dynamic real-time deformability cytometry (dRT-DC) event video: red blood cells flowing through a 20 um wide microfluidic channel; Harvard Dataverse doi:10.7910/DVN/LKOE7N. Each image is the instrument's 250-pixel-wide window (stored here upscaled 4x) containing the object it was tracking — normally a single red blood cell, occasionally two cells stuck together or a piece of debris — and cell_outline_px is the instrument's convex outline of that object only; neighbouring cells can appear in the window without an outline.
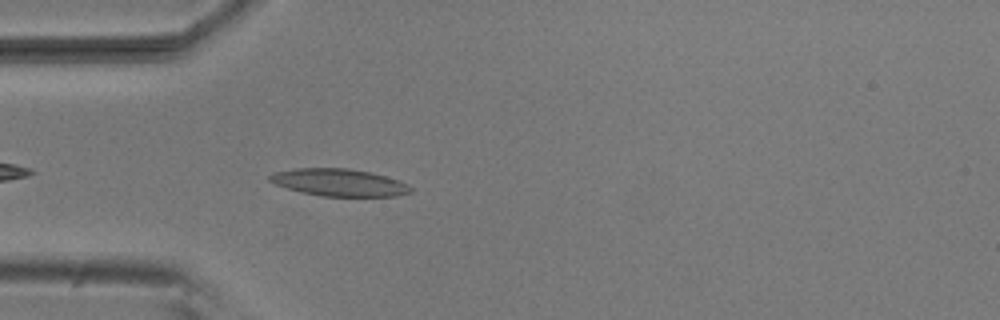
{"species": "common noctule bat (a hibernating species)", "species_latin": "Nyctalus noctula", "temperature_condition": "room temperature", "stored_images_in_passage": 40, "camera_frame_rate_fps": 3000, "um_per_image_px": 0.085, "animal": {"sex": "male", "body_mass_g": 20.5, "forearm_length_mm": 52.5}, "frame": {"image": 1, "passage_image": 4, "time_ms": 1.0, "image_size_px": [1000, 320], "cell_outline_px": [[412, 192], [396, 196], [320, 196], [300, 192], [276, 184], [268, 180], [268, 176], [276, 172], [296, 168], [348, 168], [372, 172], [408, 184], [412, 188]], "centroid_in_image_um": [28.83, 15.51], "position_along_channel_um": 56.2, "area_um2": 22.31}}
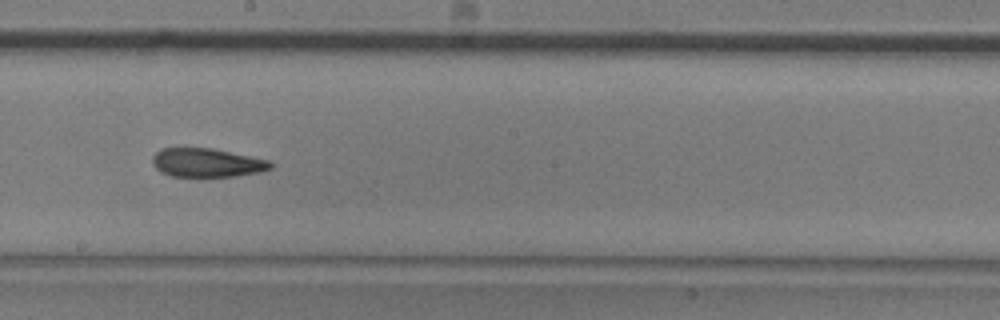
{"frame": {"image": 2, "passage_image": 18, "time_ms": 5.667, "image_size_px": [1000, 320], "cell_outline_px": [[272, 168], [260, 172], [236, 176], [172, 176], [160, 172], [152, 164], [152, 156], [160, 148], [212, 148], [268, 160], [272, 164]], "centroid_in_image_um": [17.55, 13.83], "position_along_channel_um": 230.6, "area_um2": 19.71}}
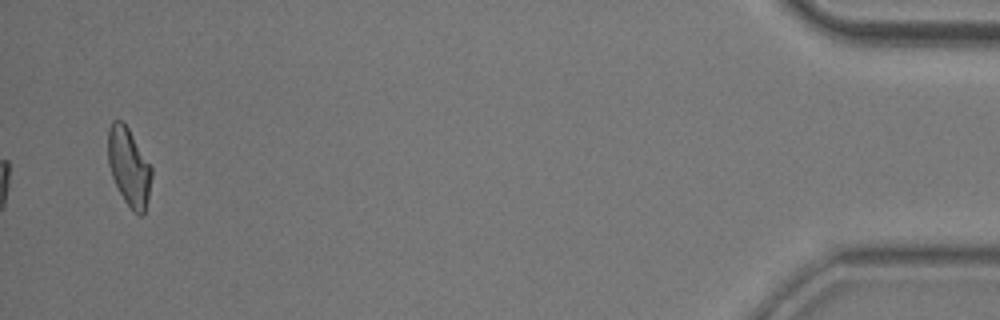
{"frame": {"image": 3, "passage_image": 40, "time_ms": 13.0, "image_size_px": [1000, 320], "cell_outline_px": [[152, 176], [144, 216], [140, 216], [132, 212], [124, 200], [112, 176], [108, 164], [108, 128], [112, 120], [124, 120], [152, 168]], "centroid_in_image_um": [10.95, 14.18], "position_along_channel_um": 424.2, "area_um2": 19.94}, "authors_computed_cell_mechanics": {"area_um2": 20.5768, "velocity_mm_per_s": 3.8125, "shape_relaxation_time_tau1_ms": 6.9066, "shape_relaxation_time_tau2_ms": 3.7254, "deformation_change_tau1": 0.1828, "deformation_change_tau2": 0.1252}}